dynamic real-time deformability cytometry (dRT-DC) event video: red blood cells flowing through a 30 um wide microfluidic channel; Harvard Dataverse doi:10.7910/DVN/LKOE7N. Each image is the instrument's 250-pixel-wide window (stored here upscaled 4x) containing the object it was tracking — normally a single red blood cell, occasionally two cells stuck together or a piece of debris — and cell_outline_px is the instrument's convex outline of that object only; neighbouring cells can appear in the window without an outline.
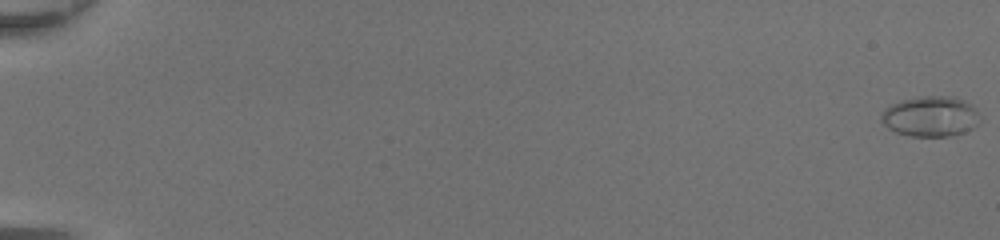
{"species": "common noctule bat (a hibernating species)", "species_latin": "Nyctalus noctula", "temperature_condition": "room temperature", "stored_images_in_passage": 50, "camera_frame_rate_fps": 3000, "um_per_image_px": 0.085, "animal": {"sex": "female", "body_mass_g": 20.0, "forearm_length_mm": 54.0}, "frame": {"image": 1, "passage_image": 1, "time_ms": 0.0, "image_size_px": [1000, 240], "cell_outline_px": [[980, 120], [972, 128], [964, 132], [952, 136], [912, 136], [896, 132], [888, 128], [880, 120], [880, 112], [884, 108], [900, 100], [920, 96], [952, 96], [964, 100], [972, 104], [976, 108]], "centroid_in_image_um": [79.08, 9.88], "position_along_channel_um": 5.9, "area_um2": 23.47}}
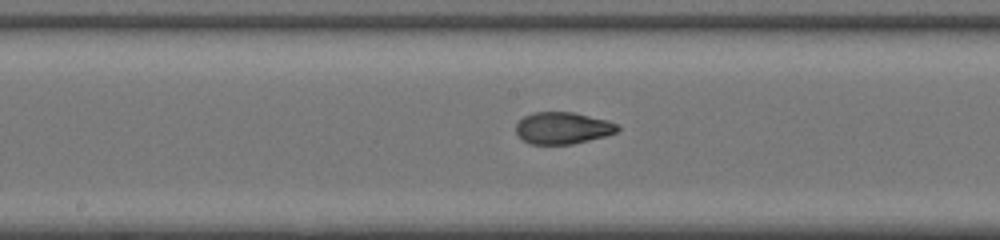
{"frame": {"image": 2, "passage_image": 29, "time_ms": 9.333, "image_size_px": [1000, 240], "cell_outline_px": [[620, 128], [616, 132], [604, 136], [572, 144], [528, 144], [516, 132], [516, 124], [524, 116], [532, 112], [572, 112], [608, 120], [616, 124]], "centroid_in_image_um": [47.81, 10.88], "position_along_channel_um": 200.4, "area_um2": 18.73}}
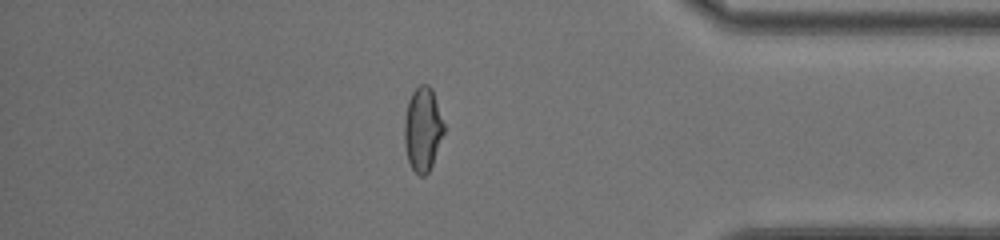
{"frame": {"image": 3, "passage_image": 44, "time_ms": 14.333, "image_size_px": [1000, 240], "cell_outline_px": [[444, 132], [432, 164], [428, 172], [424, 176], [420, 176], [412, 168], [408, 160], [404, 144], [404, 120], [408, 100], [412, 92], [420, 84], [428, 84], [432, 88], [444, 124]], "centroid_in_image_um": [35.92, 10.96], "position_along_channel_um": 399.3, "area_um2": 19.31}, "authors_computed_cell_mechanics": {"area_um2": 19.5653, "velocity_mm_per_s": 4.4124, "shape_relaxation_time_tau1_ms": 7.9364, "shape_relaxation_time_tau2_ms": 0.9786, "deformation_change_tau1": 0.2842, "deformation_change_tau2": 0.0601}}